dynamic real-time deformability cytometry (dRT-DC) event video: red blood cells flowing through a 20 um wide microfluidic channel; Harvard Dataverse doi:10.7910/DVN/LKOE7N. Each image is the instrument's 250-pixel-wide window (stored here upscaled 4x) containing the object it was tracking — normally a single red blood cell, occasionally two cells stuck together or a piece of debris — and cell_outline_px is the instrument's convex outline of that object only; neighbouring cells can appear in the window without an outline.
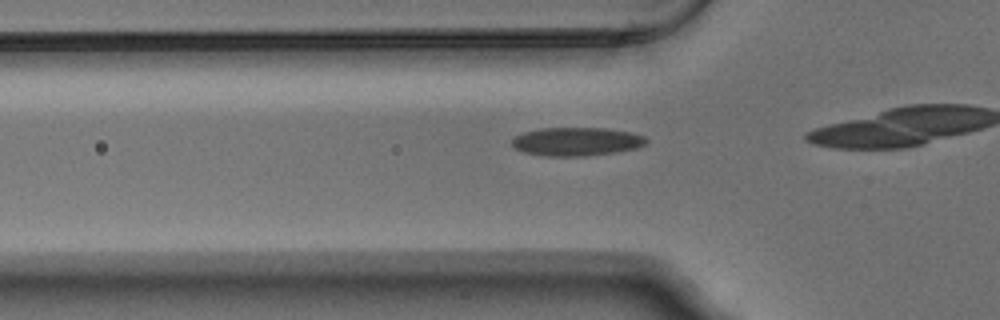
{"species": "Egyptian fruit bat (a non-hibernating species)", "species_latin": "Rousettus aegyptiacus", "temperature_condition": "warm", "stored_images_in_passage": 18, "camera_frame_rate_fps": 3000, "um_per_image_px": 0.085, "animal": {"sex": "male"}, "frame": {"image": 1, "passage_image": 14, "time_ms": 4.333, "image_size_px": [1000, 320], "cell_outline_px": [[648, 140], [644, 144], [636, 148], [616, 152], [584, 156], [544, 156], [524, 152], [516, 148], [512, 144], [512, 140], [516, 136], [524, 132], [540, 128], [604, 128], [632, 132], [644, 136]], "centroid_in_image_um": [49.01, 12.03], "position_along_channel_um": 76.8, "area_um2": 22.2}}
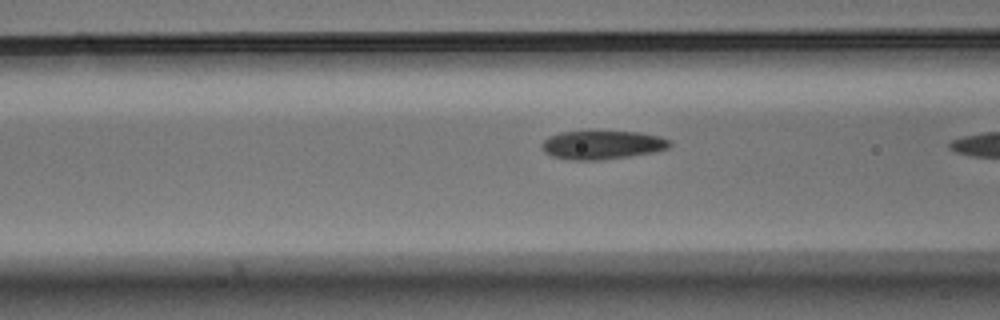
{"frame": {"image": 2, "passage_image": 17, "time_ms": 5.333, "image_size_px": [1000, 320], "cell_outline_px": [[672, 144], [668, 148], [652, 152], [604, 160], [568, 160], [552, 156], [544, 152], [540, 148], [540, 144], [548, 136], [560, 132], [588, 128], [592, 128], [640, 132], [660, 136], [668, 140]], "centroid_in_image_um": [51.11, 12.26], "position_along_channel_um": 115.5, "area_um2": 22.54}}